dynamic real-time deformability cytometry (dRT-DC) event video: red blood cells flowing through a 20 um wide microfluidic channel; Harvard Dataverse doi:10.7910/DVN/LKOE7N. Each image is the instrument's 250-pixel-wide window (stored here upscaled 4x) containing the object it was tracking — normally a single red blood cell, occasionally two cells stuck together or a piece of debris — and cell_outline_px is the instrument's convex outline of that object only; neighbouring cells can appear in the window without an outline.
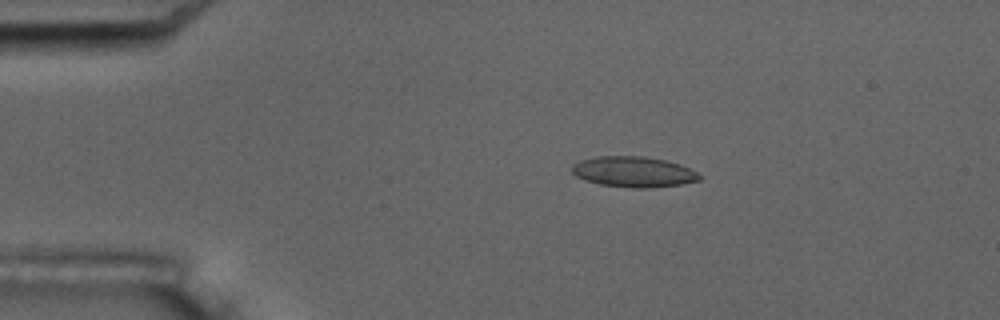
{"species": "common noctule bat (a hibernating species)", "species_latin": "Nyctalus noctula", "temperature_condition": "room temperature", "stored_images_in_passage": 5, "camera_frame_rate_fps": 3000, "um_per_image_px": 0.085, "animal": {"sex": "male", "body_mass_g": 17.5, "forearm_length_mm": 52.3}, "frame": {"image": 1, "passage_image": 4, "time_ms": 3.333, "image_size_px": [1000, 320], "cell_outline_px": [[704, 176], [700, 180], [680, 184], [648, 188], [632, 188], [600, 184], [584, 180], [576, 176], [572, 172], [572, 164], [580, 160], [596, 156], [644, 156], [664, 160], [680, 164]], "centroid_in_image_um": [53.84, 14.6], "position_along_channel_um": 31.2, "area_um2": 22.77}}